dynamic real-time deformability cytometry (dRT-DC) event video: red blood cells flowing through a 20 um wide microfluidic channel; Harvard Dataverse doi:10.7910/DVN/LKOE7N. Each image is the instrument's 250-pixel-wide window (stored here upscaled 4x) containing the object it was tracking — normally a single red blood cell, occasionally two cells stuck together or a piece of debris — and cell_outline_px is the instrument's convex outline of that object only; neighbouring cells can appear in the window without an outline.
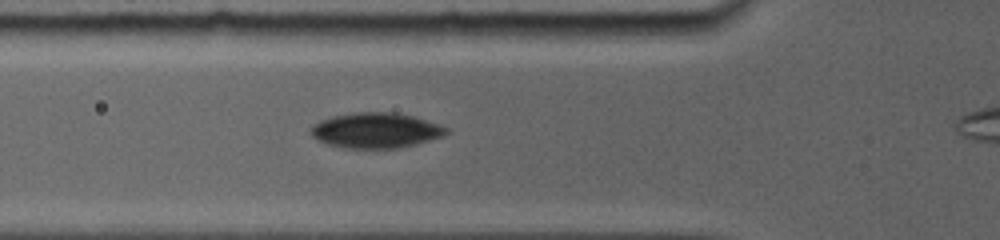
{"species": "common noctule bat (a hibernating species)", "species_latin": "Nyctalus noctula", "temperature_condition": "room temperature", "stored_images_in_passage": 16, "camera_frame_rate_fps": 5000, "um_per_image_px": 0.085, "animal": {"sex": "female", "body_mass_g": 19.0, "forearm_length_mm": 56.7}, "frame": {"image": 1, "passage_image": 12, "time_ms": 4.0, "image_size_px": [1000, 240], "cell_outline_px": [[448, 132], [444, 136], [416, 144], [396, 148], [344, 148], [328, 144], [312, 136], [308, 132], [308, 128], [312, 124], [320, 120], [332, 116], [356, 112], [392, 112], [412, 116], [440, 124], [448, 128]], "centroid_in_image_um": [31.92, 11.08], "position_along_channel_um": 93.9, "area_um2": 27.98}}
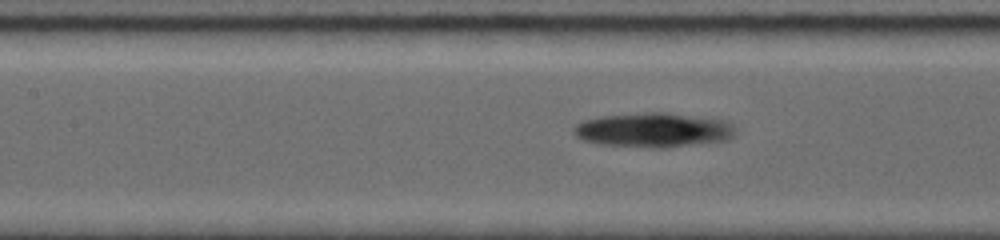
{"frame": {"image": 2, "passage_image": 16, "time_ms": 5.6, "image_size_px": [1000, 240], "cell_outline_px": [[736, 132], [728, 140], [660, 148], [656, 148], [600, 144], [580, 140], [572, 132], [572, 128], [576, 124], [584, 120], [600, 116], [644, 112], [668, 112], [728, 120], [736, 128]], "centroid_in_image_um": [55.54, 11.04], "position_along_channel_um": 151.9, "area_um2": 32.89}}